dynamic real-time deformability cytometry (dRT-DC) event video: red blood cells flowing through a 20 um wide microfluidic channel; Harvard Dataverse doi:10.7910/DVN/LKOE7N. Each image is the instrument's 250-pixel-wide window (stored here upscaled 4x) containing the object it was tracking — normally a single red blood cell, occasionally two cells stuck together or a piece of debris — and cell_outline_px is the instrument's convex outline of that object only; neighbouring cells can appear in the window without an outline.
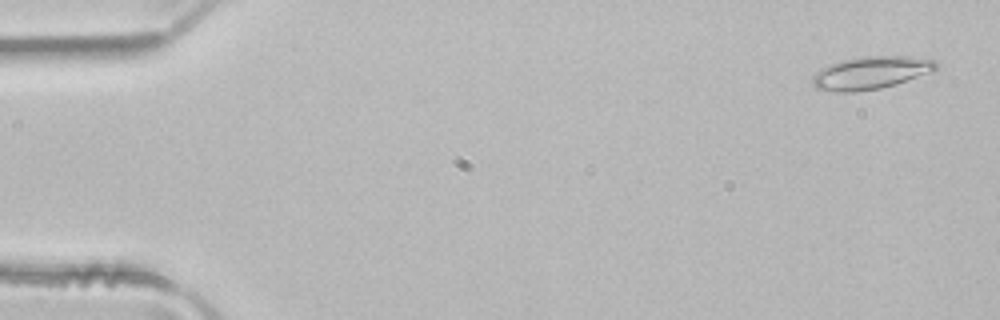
{"species": "common noctule bat (a hibernating species)", "species_latin": "Nyctalus noctula", "temperature_condition": "room temperature", "stored_images_in_passage": 4, "camera_frame_rate_fps": 3000, "um_per_image_px": 0.085, "animal": {"sex": "male", "body_mass_g": 21.5, "forearm_length_mm": 52.0}, "frame": {"image": 1, "passage_image": 1, "time_ms": 0.0, "image_size_px": [1000, 320], "cell_outline_px": [[936, 68], [932, 72], [896, 84], [880, 88], [856, 92], [836, 92], [816, 88], [812, 84], [812, 76], [820, 68], [844, 60], [864, 56], [908, 56], [932, 60], [936, 64]], "centroid_in_image_um": [73.99, 6.2], "position_along_channel_um": 11.0, "area_um2": 23.35}}